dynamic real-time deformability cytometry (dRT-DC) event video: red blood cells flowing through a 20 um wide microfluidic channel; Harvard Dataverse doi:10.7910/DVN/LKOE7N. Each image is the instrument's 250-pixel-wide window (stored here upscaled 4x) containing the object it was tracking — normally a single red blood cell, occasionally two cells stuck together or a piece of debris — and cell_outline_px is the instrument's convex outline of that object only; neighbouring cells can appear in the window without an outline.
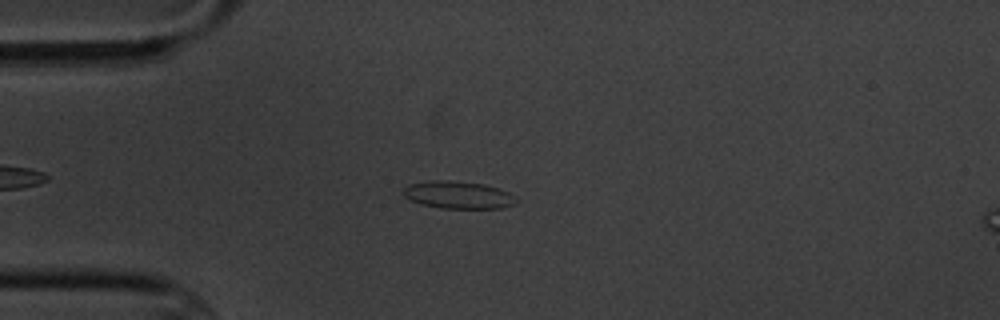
{"species": "common noctule bat (a hibernating species)", "species_latin": "Nyctalus noctula", "temperature_condition": "cold", "stored_images_in_passage": 6, "camera_frame_rate_fps": 3000, "um_per_image_px": 0.085, "animal": {"sex": "male", "body_mass_g": 20.1, "forearm_length_mm": 53.5}, "frame": {"image": 1, "passage_image": 3, "time_ms": 2.333, "image_size_px": [1000, 320], "cell_outline_px": [[516, 200], [512, 204], [504, 208], [440, 208], [420, 204], [404, 196], [404, 188], [408, 184], [436, 180], [440, 180], [484, 184], [508, 192]], "centroid_in_image_um": [38.91, 16.58], "position_along_channel_um": 46.1, "area_um2": 17.63}}
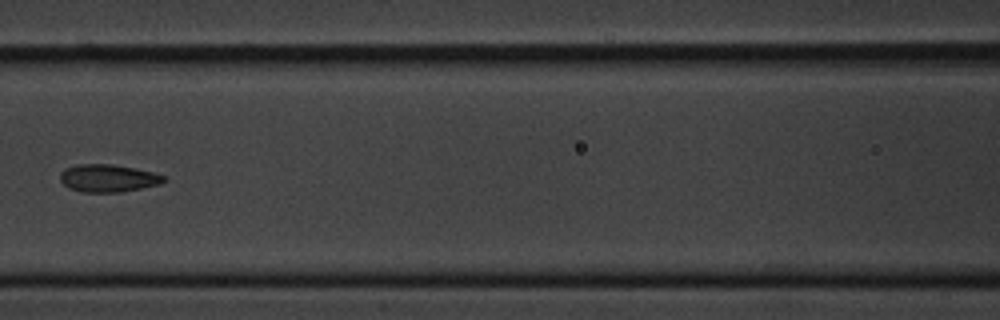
{"frame": {"image": 2, "passage_image": 6, "time_ms": 6.0, "image_size_px": [1000, 320], "cell_outline_px": [[168, 180], [160, 184], [120, 192], [84, 192], [68, 188], [60, 180], [60, 172], [64, 168], [76, 164], [112, 164], [136, 168], [152, 172], [164, 176]], "centroid_in_image_um": [9.17, 15.13], "position_along_channel_um": 157.4, "area_um2": 16.76}}